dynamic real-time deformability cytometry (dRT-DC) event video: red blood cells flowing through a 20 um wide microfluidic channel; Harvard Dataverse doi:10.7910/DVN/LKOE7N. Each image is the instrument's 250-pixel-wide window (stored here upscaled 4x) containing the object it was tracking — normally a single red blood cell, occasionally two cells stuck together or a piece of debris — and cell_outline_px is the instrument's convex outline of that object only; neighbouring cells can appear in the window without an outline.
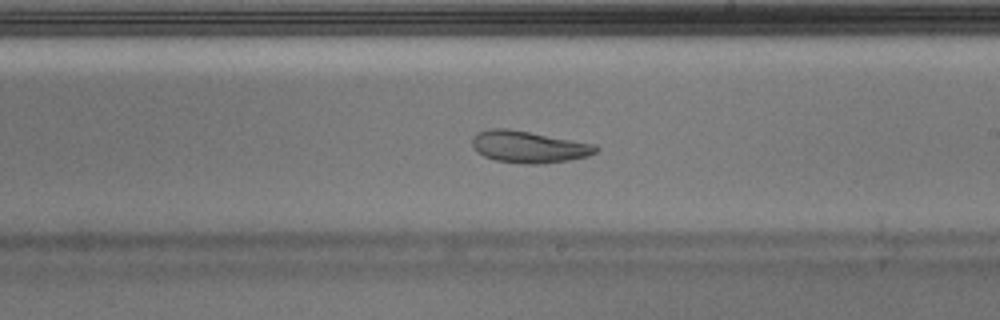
{"species": "Egyptian fruit bat (a non-hibernating species)", "species_latin": "Rousettus aegyptiacus", "temperature_condition": "warm", "stored_images_in_passage": 51, "camera_frame_rate_fps": 3000, "um_per_image_px": 0.085, "animal": {"sex": "male"}, "frame": {"image": 1, "passage_image": 30, "time_ms": 9.667, "image_size_px": [1000, 320], "cell_outline_px": [[600, 148], [596, 152], [588, 156], [568, 160], [544, 164], [524, 164], [496, 160], [484, 156], [476, 152], [472, 144], [472, 136], [476, 132], [488, 128], [508, 128], [596, 144]], "centroid_in_image_um": [44.92, 12.47], "position_along_channel_um": 244.1, "area_um2": 23.18}}
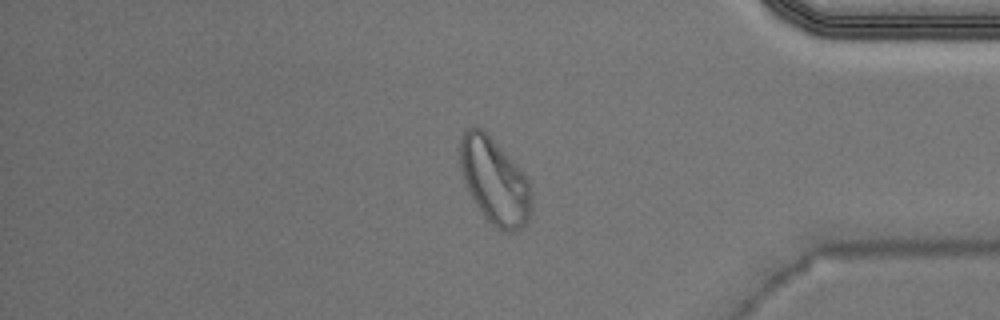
{"frame": {"image": 2, "passage_image": 43, "time_ms": 14.0, "image_size_px": [1000, 320], "cell_outline_px": [[532, 212], [528, 220], [520, 228], [512, 232], [508, 232], [496, 228], [488, 220], [472, 196], [464, 180], [460, 168], [460, 136], [468, 128], [480, 128], [524, 172], [528, 180], [532, 196]], "centroid_in_image_um": [42.06, 15.42], "position_along_channel_um": 393.1, "area_um2": 35.08}, "authors_computed_cell_mechanics": {"area_um2": 24.4494, "velocity_mm_per_s": 3.9583, "shape_relaxation_time_tau1_ms": 6.3087, "shape_relaxation_time_tau2_ms": 1.1983, "deformation_change_tau1": 0.228, "deformation_change_tau2": 0.079}}